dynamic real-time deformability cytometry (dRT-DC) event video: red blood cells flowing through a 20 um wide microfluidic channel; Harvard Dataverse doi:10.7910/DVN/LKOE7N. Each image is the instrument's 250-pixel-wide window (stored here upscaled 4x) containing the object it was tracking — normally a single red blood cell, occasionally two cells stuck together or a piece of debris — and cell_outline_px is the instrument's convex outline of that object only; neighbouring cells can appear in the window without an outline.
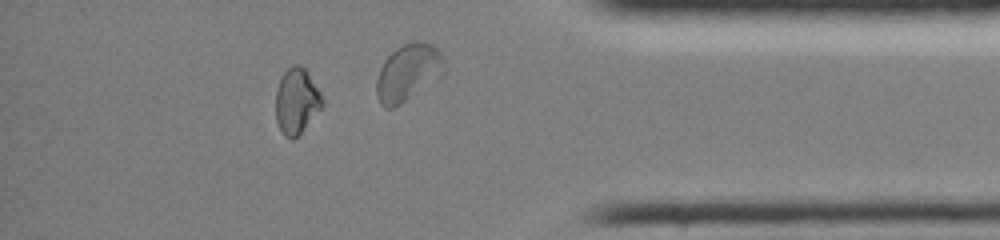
{"species": "common noctule bat (a hibernating species)", "species_latin": "Nyctalus noctula", "temperature_condition": "room temperature", "stored_images_in_passage": 41, "camera_frame_rate_fps": 3000, "um_per_image_px": 0.085, "animal": {"sex": "female", "body_mass_g": 19.0, "forearm_length_mm": 51.5}, "frame": {"image": 1, "passage_image": 35, "time_ms": 11.333, "image_size_px": [1000, 240], "cell_outline_px": [[324, 104], [300, 132], [292, 140], [284, 136], [276, 120], [276, 88], [284, 72], [292, 64], [300, 64], [304, 68], [320, 92], [324, 100]], "centroid_in_image_um": [25.19, 8.57], "position_along_channel_um": 410.0, "area_um2": 17.51}, "authors_computed_cell_mechanics": {"area_um2": 17.7446, "velocity_mm_per_s": 4.0742, "shape_relaxation_time_tau1_ms": null, "shape_relaxation_time_tau2_ms": 3.0736, "deformation_change_tau1": null, "deformation_change_tau2": 0.0392}}